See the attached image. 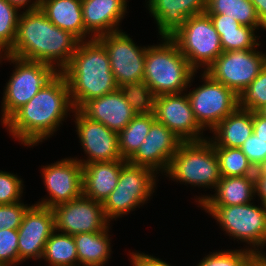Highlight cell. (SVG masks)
<instances>
[{"mask_svg":"<svg viewBox=\"0 0 266 266\" xmlns=\"http://www.w3.org/2000/svg\"><path fill=\"white\" fill-rule=\"evenodd\" d=\"M221 177L255 175L256 169L240 148L214 147Z\"/></svg>","mask_w":266,"mask_h":266,"instance_id":"cell-30","label":"cell"},{"mask_svg":"<svg viewBox=\"0 0 266 266\" xmlns=\"http://www.w3.org/2000/svg\"><path fill=\"white\" fill-rule=\"evenodd\" d=\"M266 106V66L259 75L238 94V108L259 112Z\"/></svg>","mask_w":266,"mask_h":266,"instance_id":"cell-33","label":"cell"},{"mask_svg":"<svg viewBox=\"0 0 266 266\" xmlns=\"http://www.w3.org/2000/svg\"><path fill=\"white\" fill-rule=\"evenodd\" d=\"M156 176L152 169L126 161L121 168L117 186L102 203L106 218L109 221L116 220L140 208L154 193Z\"/></svg>","mask_w":266,"mask_h":266,"instance_id":"cell-8","label":"cell"},{"mask_svg":"<svg viewBox=\"0 0 266 266\" xmlns=\"http://www.w3.org/2000/svg\"><path fill=\"white\" fill-rule=\"evenodd\" d=\"M255 190L261 203L266 207V165L256 169L255 172Z\"/></svg>","mask_w":266,"mask_h":266,"instance_id":"cell-41","label":"cell"},{"mask_svg":"<svg viewBox=\"0 0 266 266\" xmlns=\"http://www.w3.org/2000/svg\"><path fill=\"white\" fill-rule=\"evenodd\" d=\"M170 37L196 71L199 67L205 71L223 52L219 33L206 13L187 18Z\"/></svg>","mask_w":266,"mask_h":266,"instance_id":"cell-9","label":"cell"},{"mask_svg":"<svg viewBox=\"0 0 266 266\" xmlns=\"http://www.w3.org/2000/svg\"><path fill=\"white\" fill-rule=\"evenodd\" d=\"M74 109L119 89L105 47L96 39L80 41L71 62L62 71Z\"/></svg>","mask_w":266,"mask_h":266,"instance_id":"cell-3","label":"cell"},{"mask_svg":"<svg viewBox=\"0 0 266 266\" xmlns=\"http://www.w3.org/2000/svg\"><path fill=\"white\" fill-rule=\"evenodd\" d=\"M42 258L49 266H77V248L73 235L54 230L45 244Z\"/></svg>","mask_w":266,"mask_h":266,"instance_id":"cell-28","label":"cell"},{"mask_svg":"<svg viewBox=\"0 0 266 266\" xmlns=\"http://www.w3.org/2000/svg\"><path fill=\"white\" fill-rule=\"evenodd\" d=\"M162 94L146 102L155 120L173 131L182 141H199L204 129L195 119L187 93Z\"/></svg>","mask_w":266,"mask_h":266,"instance_id":"cell-14","label":"cell"},{"mask_svg":"<svg viewBox=\"0 0 266 266\" xmlns=\"http://www.w3.org/2000/svg\"><path fill=\"white\" fill-rule=\"evenodd\" d=\"M161 39L162 44L148 46L146 50L141 89L145 102L162 94L184 93L197 73L171 37Z\"/></svg>","mask_w":266,"mask_h":266,"instance_id":"cell-4","label":"cell"},{"mask_svg":"<svg viewBox=\"0 0 266 266\" xmlns=\"http://www.w3.org/2000/svg\"><path fill=\"white\" fill-rule=\"evenodd\" d=\"M201 75L204 83L187 95L198 124L212 130L238 108V95L205 71Z\"/></svg>","mask_w":266,"mask_h":266,"instance_id":"cell-11","label":"cell"},{"mask_svg":"<svg viewBox=\"0 0 266 266\" xmlns=\"http://www.w3.org/2000/svg\"><path fill=\"white\" fill-rule=\"evenodd\" d=\"M5 59L15 64V69L4 87L1 104L2 124L58 73L45 63L20 59L6 53L3 56V60Z\"/></svg>","mask_w":266,"mask_h":266,"instance_id":"cell-7","label":"cell"},{"mask_svg":"<svg viewBox=\"0 0 266 266\" xmlns=\"http://www.w3.org/2000/svg\"><path fill=\"white\" fill-rule=\"evenodd\" d=\"M146 105L143 95L119 88L115 92L87 101L79 111L88 119L119 133Z\"/></svg>","mask_w":266,"mask_h":266,"instance_id":"cell-12","label":"cell"},{"mask_svg":"<svg viewBox=\"0 0 266 266\" xmlns=\"http://www.w3.org/2000/svg\"><path fill=\"white\" fill-rule=\"evenodd\" d=\"M257 12L259 21L263 29L266 30V0H250Z\"/></svg>","mask_w":266,"mask_h":266,"instance_id":"cell-44","label":"cell"},{"mask_svg":"<svg viewBox=\"0 0 266 266\" xmlns=\"http://www.w3.org/2000/svg\"><path fill=\"white\" fill-rule=\"evenodd\" d=\"M0 266H13V265L5 264V263H0Z\"/></svg>","mask_w":266,"mask_h":266,"instance_id":"cell-47","label":"cell"},{"mask_svg":"<svg viewBox=\"0 0 266 266\" xmlns=\"http://www.w3.org/2000/svg\"><path fill=\"white\" fill-rule=\"evenodd\" d=\"M148 10L161 37H170L187 18L205 13L207 0H148Z\"/></svg>","mask_w":266,"mask_h":266,"instance_id":"cell-20","label":"cell"},{"mask_svg":"<svg viewBox=\"0 0 266 266\" xmlns=\"http://www.w3.org/2000/svg\"><path fill=\"white\" fill-rule=\"evenodd\" d=\"M200 207L212 215L220 228L222 227L221 229L234 240L238 239L249 244L250 247L247 249L254 254H264L260 250L266 246V207L263 204L260 207L253 202L232 206Z\"/></svg>","mask_w":266,"mask_h":266,"instance_id":"cell-6","label":"cell"},{"mask_svg":"<svg viewBox=\"0 0 266 266\" xmlns=\"http://www.w3.org/2000/svg\"><path fill=\"white\" fill-rule=\"evenodd\" d=\"M24 11L18 20L15 42L6 54L45 63L62 72L71 62L80 40L55 26L40 8Z\"/></svg>","mask_w":266,"mask_h":266,"instance_id":"cell-2","label":"cell"},{"mask_svg":"<svg viewBox=\"0 0 266 266\" xmlns=\"http://www.w3.org/2000/svg\"><path fill=\"white\" fill-rule=\"evenodd\" d=\"M23 181L16 174L0 170V205L20 202Z\"/></svg>","mask_w":266,"mask_h":266,"instance_id":"cell-35","label":"cell"},{"mask_svg":"<svg viewBox=\"0 0 266 266\" xmlns=\"http://www.w3.org/2000/svg\"><path fill=\"white\" fill-rule=\"evenodd\" d=\"M40 10L55 26L71 32L80 41H86L87 36V40L94 39L84 27L82 0H41Z\"/></svg>","mask_w":266,"mask_h":266,"instance_id":"cell-24","label":"cell"},{"mask_svg":"<svg viewBox=\"0 0 266 266\" xmlns=\"http://www.w3.org/2000/svg\"><path fill=\"white\" fill-rule=\"evenodd\" d=\"M126 160L94 162L83 165V195L103 203L118 183L121 168Z\"/></svg>","mask_w":266,"mask_h":266,"instance_id":"cell-22","label":"cell"},{"mask_svg":"<svg viewBox=\"0 0 266 266\" xmlns=\"http://www.w3.org/2000/svg\"><path fill=\"white\" fill-rule=\"evenodd\" d=\"M20 202H15L12 204L0 205V230L2 229H12L18 230L20 227L24 214L30 206H27Z\"/></svg>","mask_w":266,"mask_h":266,"instance_id":"cell-38","label":"cell"},{"mask_svg":"<svg viewBox=\"0 0 266 266\" xmlns=\"http://www.w3.org/2000/svg\"><path fill=\"white\" fill-rule=\"evenodd\" d=\"M211 131L214 147L240 148L253 133V112L237 108Z\"/></svg>","mask_w":266,"mask_h":266,"instance_id":"cell-25","label":"cell"},{"mask_svg":"<svg viewBox=\"0 0 266 266\" xmlns=\"http://www.w3.org/2000/svg\"><path fill=\"white\" fill-rule=\"evenodd\" d=\"M0 263L16 266L19 264L18 231L0 230Z\"/></svg>","mask_w":266,"mask_h":266,"instance_id":"cell-36","label":"cell"},{"mask_svg":"<svg viewBox=\"0 0 266 266\" xmlns=\"http://www.w3.org/2000/svg\"><path fill=\"white\" fill-rule=\"evenodd\" d=\"M249 266H266V254H254Z\"/></svg>","mask_w":266,"mask_h":266,"instance_id":"cell-45","label":"cell"},{"mask_svg":"<svg viewBox=\"0 0 266 266\" xmlns=\"http://www.w3.org/2000/svg\"><path fill=\"white\" fill-rule=\"evenodd\" d=\"M55 230L52 208L38 204L31 205L24 214L18 228L19 262L27 259L40 260L45 244Z\"/></svg>","mask_w":266,"mask_h":266,"instance_id":"cell-18","label":"cell"},{"mask_svg":"<svg viewBox=\"0 0 266 266\" xmlns=\"http://www.w3.org/2000/svg\"><path fill=\"white\" fill-rule=\"evenodd\" d=\"M10 4H12L13 6H15L16 8L20 9L26 6V11H32V10H36L39 9L41 6V0H7ZM32 1V2H31ZM28 3H32V4H28Z\"/></svg>","mask_w":266,"mask_h":266,"instance_id":"cell-43","label":"cell"},{"mask_svg":"<svg viewBox=\"0 0 266 266\" xmlns=\"http://www.w3.org/2000/svg\"><path fill=\"white\" fill-rule=\"evenodd\" d=\"M206 14H224L241 25L261 27L257 12L250 0H207Z\"/></svg>","mask_w":266,"mask_h":266,"instance_id":"cell-29","label":"cell"},{"mask_svg":"<svg viewBox=\"0 0 266 266\" xmlns=\"http://www.w3.org/2000/svg\"><path fill=\"white\" fill-rule=\"evenodd\" d=\"M7 0H0V51L7 53L13 46L20 14Z\"/></svg>","mask_w":266,"mask_h":266,"instance_id":"cell-31","label":"cell"},{"mask_svg":"<svg viewBox=\"0 0 266 266\" xmlns=\"http://www.w3.org/2000/svg\"><path fill=\"white\" fill-rule=\"evenodd\" d=\"M4 54L0 51V63H1V60L3 59Z\"/></svg>","mask_w":266,"mask_h":266,"instance_id":"cell-48","label":"cell"},{"mask_svg":"<svg viewBox=\"0 0 266 266\" xmlns=\"http://www.w3.org/2000/svg\"><path fill=\"white\" fill-rule=\"evenodd\" d=\"M55 230L69 235L94 233L110 226L103 205L84 195L52 208Z\"/></svg>","mask_w":266,"mask_h":266,"instance_id":"cell-15","label":"cell"},{"mask_svg":"<svg viewBox=\"0 0 266 266\" xmlns=\"http://www.w3.org/2000/svg\"><path fill=\"white\" fill-rule=\"evenodd\" d=\"M254 252L245 249L210 252L197 266H249Z\"/></svg>","mask_w":266,"mask_h":266,"instance_id":"cell-34","label":"cell"},{"mask_svg":"<svg viewBox=\"0 0 266 266\" xmlns=\"http://www.w3.org/2000/svg\"><path fill=\"white\" fill-rule=\"evenodd\" d=\"M83 165L76 158H64L53 164L43 166L42 177L49 197L38 205L54 206L77 199L83 195Z\"/></svg>","mask_w":266,"mask_h":266,"instance_id":"cell-16","label":"cell"},{"mask_svg":"<svg viewBox=\"0 0 266 266\" xmlns=\"http://www.w3.org/2000/svg\"><path fill=\"white\" fill-rule=\"evenodd\" d=\"M131 263L133 266H171L160 258L144 254V253H130Z\"/></svg>","mask_w":266,"mask_h":266,"instance_id":"cell-40","label":"cell"},{"mask_svg":"<svg viewBox=\"0 0 266 266\" xmlns=\"http://www.w3.org/2000/svg\"><path fill=\"white\" fill-rule=\"evenodd\" d=\"M265 66L266 54L254 48L222 52L205 72L238 95Z\"/></svg>","mask_w":266,"mask_h":266,"instance_id":"cell-13","label":"cell"},{"mask_svg":"<svg viewBox=\"0 0 266 266\" xmlns=\"http://www.w3.org/2000/svg\"><path fill=\"white\" fill-rule=\"evenodd\" d=\"M260 27H248L241 25L236 30L217 31L221 39V47L223 52L248 50L259 47L261 44L257 42L258 36L255 30Z\"/></svg>","mask_w":266,"mask_h":266,"instance_id":"cell-32","label":"cell"},{"mask_svg":"<svg viewBox=\"0 0 266 266\" xmlns=\"http://www.w3.org/2000/svg\"><path fill=\"white\" fill-rule=\"evenodd\" d=\"M74 107L66 77L58 72L3 125L24 146H34L58 130Z\"/></svg>","mask_w":266,"mask_h":266,"instance_id":"cell-1","label":"cell"},{"mask_svg":"<svg viewBox=\"0 0 266 266\" xmlns=\"http://www.w3.org/2000/svg\"><path fill=\"white\" fill-rule=\"evenodd\" d=\"M76 131L87 159L79 160L82 165L94 162L122 160L119 151L118 133L108 129L104 124L92 121L79 110L72 111Z\"/></svg>","mask_w":266,"mask_h":266,"instance_id":"cell-17","label":"cell"},{"mask_svg":"<svg viewBox=\"0 0 266 266\" xmlns=\"http://www.w3.org/2000/svg\"><path fill=\"white\" fill-rule=\"evenodd\" d=\"M263 116L266 117V106L259 111Z\"/></svg>","mask_w":266,"mask_h":266,"instance_id":"cell-46","label":"cell"},{"mask_svg":"<svg viewBox=\"0 0 266 266\" xmlns=\"http://www.w3.org/2000/svg\"><path fill=\"white\" fill-rule=\"evenodd\" d=\"M213 22L216 31L236 30L241 24L234 18L224 14H208Z\"/></svg>","mask_w":266,"mask_h":266,"instance_id":"cell-39","label":"cell"},{"mask_svg":"<svg viewBox=\"0 0 266 266\" xmlns=\"http://www.w3.org/2000/svg\"><path fill=\"white\" fill-rule=\"evenodd\" d=\"M153 112L145 105L138 114L118 133L119 151L123 160L128 161L144 142L152 123Z\"/></svg>","mask_w":266,"mask_h":266,"instance_id":"cell-27","label":"cell"},{"mask_svg":"<svg viewBox=\"0 0 266 266\" xmlns=\"http://www.w3.org/2000/svg\"><path fill=\"white\" fill-rule=\"evenodd\" d=\"M165 173L182 184L215 190L221 175L211 139L205 137L199 141H183Z\"/></svg>","mask_w":266,"mask_h":266,"instance_id":"cell-5","label":"cell"},{"mask_svg":"<svg viewBox=\"0 0 266 266\" xmlns=\"http://www.w3.org/2000/svg\"><path fill=\"white\" fill-rule=\"evenodd\" d=\"M253 132L266 140V117L260 112H253Z\"/></svg>","mask_w":266,"mask_h":266,"instance_id":"cell-42","label":"cell"},{"mask_svg":"<svg viewBox=\"0 0 266 266\" xmlns=\"http://www.w3.org/2000/svg\"><path fill=\"white\" fill-rule=\"evenodd\" d=\"M126 10L127 0H82L85 30L93 38L120 31L118 26Z\"/></svg>","mask_w":266,"mask_h":266,"instance_id":"cell-21","label":"cell"},{"mask_svg":"<svg viewBox=\"0 0 266 266\" xmlns=\"http://www.w3.org/2000/svg\"><path fill=\"white\" fill-rule=\"evenodd\" d=\"M182 142L173 131L155 120L144 142L128 162L150 168L156 174L160 170L165 173Z\"/></svg>","mask_w":266,"mask_h":266,"instance_id":"cell-19","label":"cell"},{"mask_svg":"<svg viewBox=\"0 0 266 266\" xmlns=\"http://www.w3.org/2000/svg\"><path fill=\"white\" fill-rule=\"evenodd\" d=\"M109 226L100 232L73 235L78 257V266H104L111 255ZM80 264V265H79Z\"/></svg>","mask_w":266,"mask_h":266,"instance_id":"cell-26","label":"cell"},{"mask_svg":"<svg viewBox=\"0 0 266 266\" xmlns=\"http://www.w3.org/2000/svg\"><path fill=\"white\" fill-rule=\"evenodd\" d=\"M254 176L221 177L214 195H201L195 202H198L200 206H232L251 203L256 196Z\"/></svg>","mask_w":266,"mask_h":266,"instance_id":"cell-23","label":"cell"},{"mask_svg":"<svg viewBox=\"0 0 266 266\" xmlns=\"http://www.w3.org/2000/svg\"><path fill=\"white\" fill-rule=\"evenodd\" d=\"M96 39L107 51L111 70L119 88L141 93L147 47L137 46L121 30Z\"/></svg>","mask_w":266,"mask_h":266,"instance_id":"cell-10","label":"cell"},{"mask_svg":"<svg viewBox=\"0 0 266 266\" xmlns=\"http://www.w3.org/2000/svg\"><path fill=\"white\" fill-rule=\"evenodd\" d=\"M240 149L255 169L266 165V140L254 132L244 141Z\"/></svg>","mask_w":266,"mask_h":266,"instance_id":"cell-37","label":"cell"}]
</instances>
